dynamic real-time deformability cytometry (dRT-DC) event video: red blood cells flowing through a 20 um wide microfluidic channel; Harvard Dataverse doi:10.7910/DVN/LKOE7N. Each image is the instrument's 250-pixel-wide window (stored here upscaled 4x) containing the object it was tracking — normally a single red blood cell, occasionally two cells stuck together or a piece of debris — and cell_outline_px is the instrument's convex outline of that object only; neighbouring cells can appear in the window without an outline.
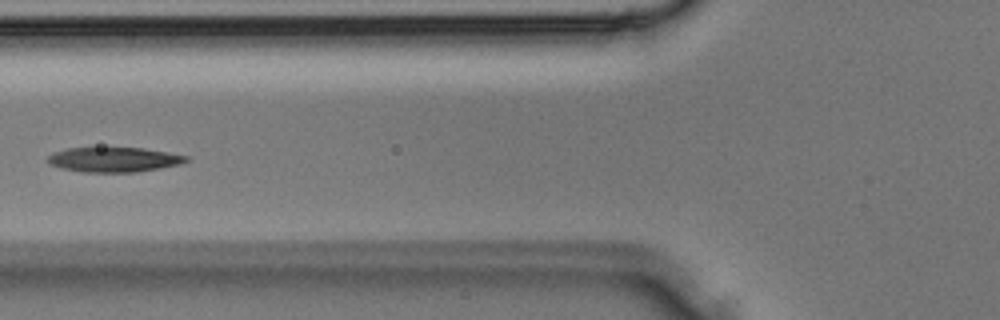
{"species": "Egyptian fruit bat (a non-hibernating species)", "species_latin": "Rousettus aegyptiacus", "temperature_condition": "room temperature", "stored_images_in_passage": 32, "camera_frame_rate_fps": 3000, "um_per_image_px": 0.085, "animal": {"sex": "male"}, "frame": {"image": 1, "passage_image": 11, "time_ms": 3.333, "image_size_px": [1000, 320], "cell_outline_px": [[188, 160], [180, 164], [160, 168], [136, 172], [84, 172], [60, 168], [48, 164], [48, 156], [52, 152], [68, 148], [144, 148], [188, 156]], "centroid_in_image_um": [9.65, 13.57], "position_along_channel_um": 116.2, "area_um2": 19.94}}
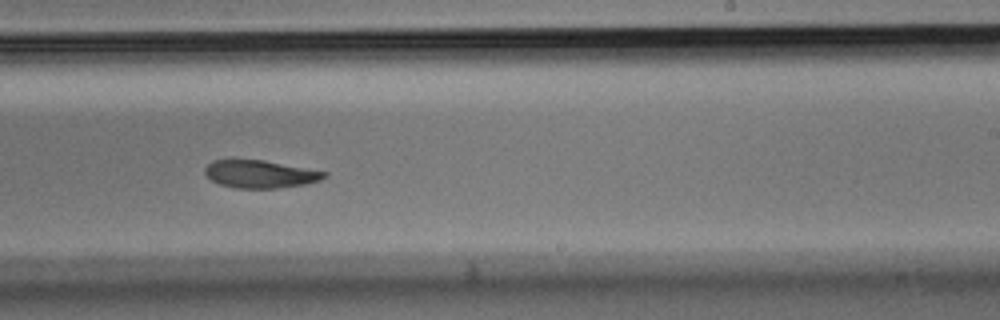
{"frame": {"image": 2, "passage_image": 19, "time_ms": 6.0, "image_size_px": [1000, 320], "cell_outline_px": [[328, 172], [320, 180], [304, 184], [276, 188], [236, 188], [220, 184], [212, 180], [204, 172], [204, 168], [212, 160], [232, 156], [264, 160]], "centroid_in_image_um": [22.01, 14.74], "position_along_channel_um": 267.0, "area_um2": 19.77}}
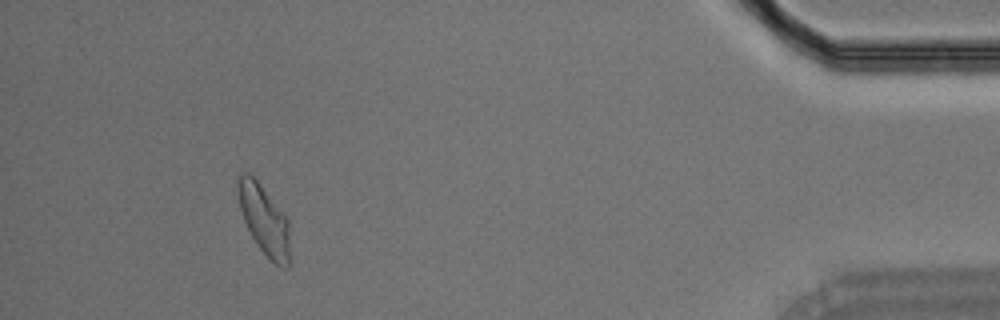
{"frame": {"image": 3, "passage_image": 30, "time_ms": 9.667, "image_size_px": [1000, 320], "cell_outline_px": [[288, 268], [280, 268], [260, 248], [252, 236], [244, 220], [240, 208], [236, 180], [240, 172], [248, 172], [256, 180], [288, 220]], "centroid_in_image_um": [22.41, 18.65], "position_along_channel_um": 412.8, "area_um2": 20.29}}